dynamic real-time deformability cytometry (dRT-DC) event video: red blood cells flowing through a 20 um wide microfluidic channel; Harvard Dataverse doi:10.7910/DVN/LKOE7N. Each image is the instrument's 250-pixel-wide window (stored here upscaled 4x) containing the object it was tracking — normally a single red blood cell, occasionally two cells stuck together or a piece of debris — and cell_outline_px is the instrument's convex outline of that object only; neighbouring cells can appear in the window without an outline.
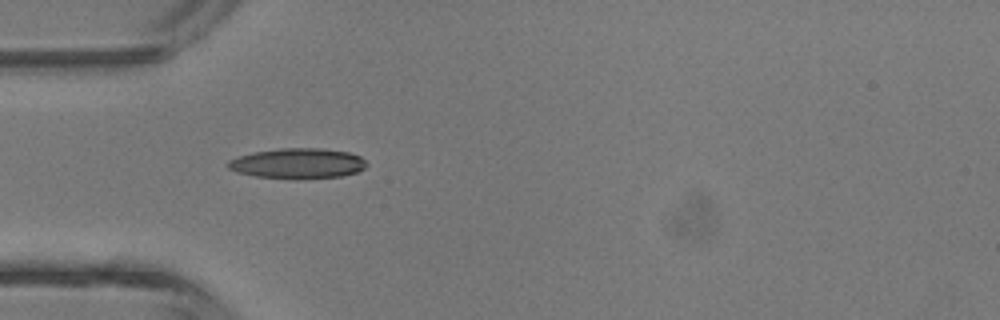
{"species": "common noctule bat (a hibernating species)", "species_latin": "Nyctalus noctula", "temperature_condition": "room temperature", "stored_images_in_passage": 2, "camera_frame_rate_fps": 3000, "um_per_image_px": 0.085, "animal": {"sex": "male", "body_mass_g": 13.3}, "frame": {"image": 1, "passage_image": 1, "time_ms": 0.0, "image_size_px": [1000, 320], "cell_outline_px": [[368, 164], [364, 168], [356, 172], [340, 176], [256, 176], [236, 172], [228, 168], [224, 164], [228, 160], [240, 156], [256, 152], [280, 148], [320, 148], [348, 152], [360, 156]], "centroid_in_image_um": [25.29, 13.84], "position_along_channel_um": 59.7, "area_um2": 23.41}}
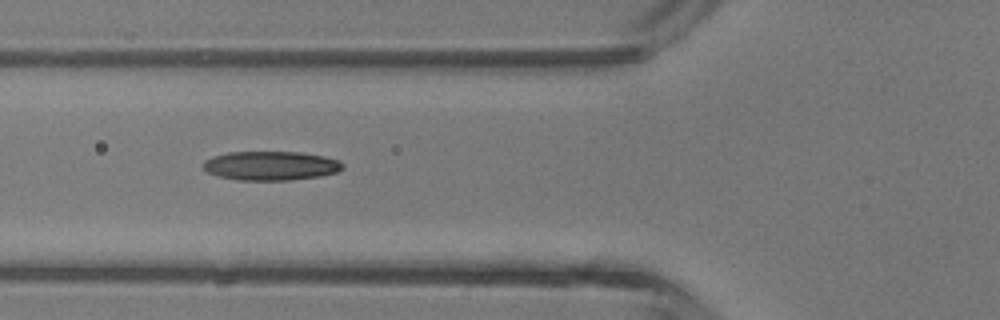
{"frame": {"image": 2, "passage_image": 2, "time_ms": 1.0, "image_size_px": [1000, 320], "cell_outline_px": [[344, 168], [336, 172], [320, 176], [288, 180], [236, 180], [220, 176], [208, 172], [204, 168], [204, 160], [212, 156], [228, 152], [300, 152], [324, 156], [340, 160], [344, 164]], "centroid_in_image_um": [23.04, 14.08], "position_along_channel_um": 102.8, "area_um2": 23.64}}